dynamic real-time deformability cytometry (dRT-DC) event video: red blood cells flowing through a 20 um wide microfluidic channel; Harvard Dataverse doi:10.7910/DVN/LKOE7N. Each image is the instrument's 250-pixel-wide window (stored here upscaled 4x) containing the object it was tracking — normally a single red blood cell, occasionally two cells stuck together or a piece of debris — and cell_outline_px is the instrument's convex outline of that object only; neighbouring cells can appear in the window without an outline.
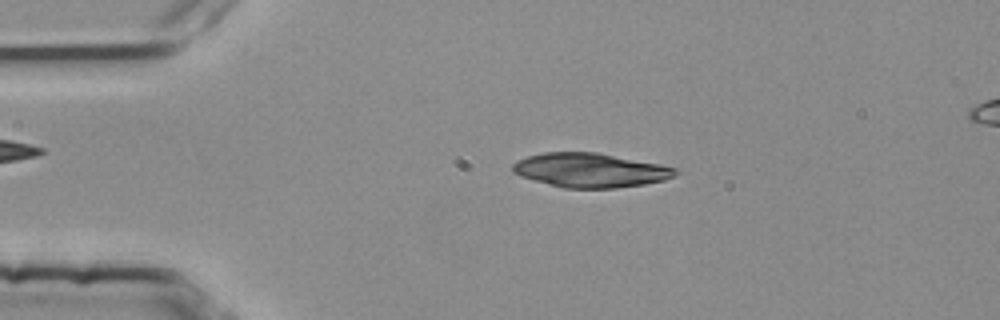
{"species": "common noctule bat (a hibernating species)", "species_latin": "Nyctalus noctula", "temperature_condition": "room temperature", "stored_images_in_passage": 46, "camera_frame_rate_fps": 3000, "um_per_image_px": 0.085, "animal": {"sex": "female", "body_mass_g": 25.1}, "frame": {"image": 1, "passage_image": 10, "time_ms": 3.0, "image_size_px": [1000, 320], "cell_outline_px": [[680, 172], [664, 180], [644, 184], [616, 188], [564, 188], [548, 184], [520, 176], [512, 172], [512, 164], [516, 160], [528, 156], [544, 152], [596, 152], [660, 164], [680, 168]], "centroid_in_image_um": [50.17, 14.46], "position_along_channel_um": 34.8, "area_um2": 32.54}}